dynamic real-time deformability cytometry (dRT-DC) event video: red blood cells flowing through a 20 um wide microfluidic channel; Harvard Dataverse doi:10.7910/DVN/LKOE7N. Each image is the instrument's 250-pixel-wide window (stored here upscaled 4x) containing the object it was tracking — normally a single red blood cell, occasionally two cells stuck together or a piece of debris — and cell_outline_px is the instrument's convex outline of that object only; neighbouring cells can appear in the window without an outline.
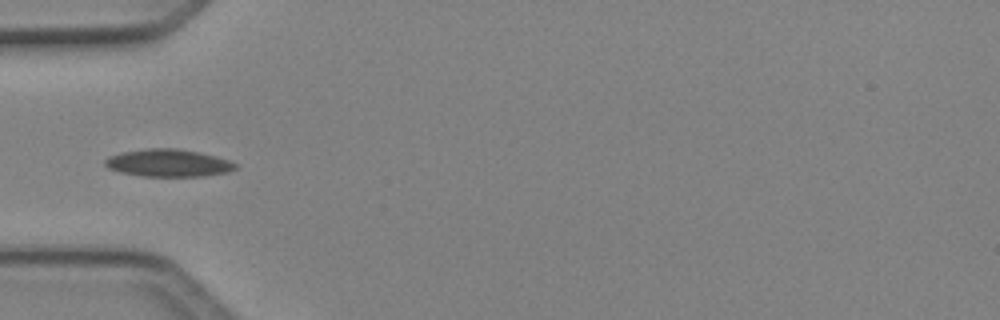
{"species": "Egyptian fruit bat (a non-hibernating species)", "species_latin": "Rousettus aegyptiacus", "temperature_condition": "cold", "stored_images_in_passage": 6, "segment_of_instrument_passage": [2, 2], "camera_frame_rate_fps": 3000, "um_per_image_px": 0.085, "animal": {"sex": "female"}, "frame": {"image": 1, "passage_image": 5, "time_ms": 1.333, "image_size_px": [1000, 320], "cell_outline_px": [[236, 168], [228, 172], [204, 176], [144, 176], [120, 172], [108, 168], [104, 164], [104, 160], [108, 156], [124, 152], [148, 148], [176, 148], [216, 156], [228, 160], [236, 164]], "centroid_in_image_um": [14.29, 13.85], "position_along_channel_um": 70.7, "area_um2": 20.69}}
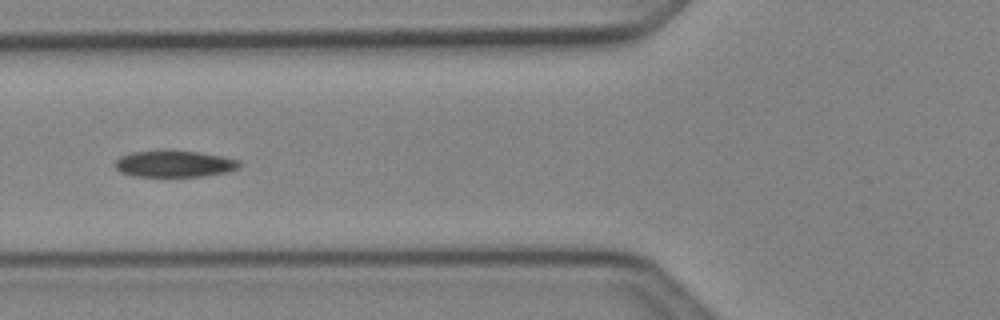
{"frame": {"image": 2, "passage_image": 6, "time_ms": 1.667, "image_size_px": [1000, 320], "cell_outline_px": [[240, 168], [224, 172], [204, 176], [132, 176], [120, 172], [116, 168], [116, 160], [120, 156], [132, 152], [160, 148], [172, 148], [200, 152], [240, 160]], "centroid_in_image_um": [14.79, 13.88], "position_along_channel_um": 111.0, "area_um2": 19.83}}